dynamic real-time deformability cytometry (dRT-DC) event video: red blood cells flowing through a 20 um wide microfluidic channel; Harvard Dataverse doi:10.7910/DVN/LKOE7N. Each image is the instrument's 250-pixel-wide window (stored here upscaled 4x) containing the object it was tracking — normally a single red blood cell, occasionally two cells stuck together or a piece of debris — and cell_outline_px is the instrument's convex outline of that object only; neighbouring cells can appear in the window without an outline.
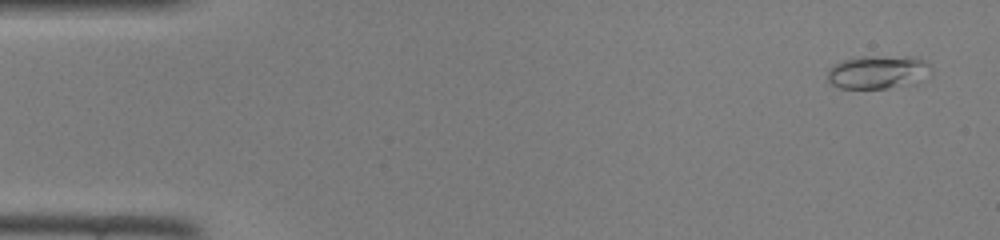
{"species": "common noctule bat (a hibernating species)", "species_latin": "Nyctalus noctula", "temperature_condition": "room temperature", "stored_images_in_passage": 46, "camera_frame_rate_fps": 3000, "um_per_image_px": 0.085, "animal": {"sex": "female", "body_mass_g": 22.0, "forearm_length_mm": 56.7}, "frame": {"image": 1, "passage_image": 2, "time_ms": 0.333, "image_size_px": [1000, 240], "cell_outline_px": [[932, 72], [916, 84], [888, 88], [840, 88], [832, 84], [828, 80], [828, 68], [844, 60], [860, 56], [916, 56], [924, 60], [928, 64]], "centroid_in_image_um": [74.67, 6.12], "position_along_channel_um": 10.3, "area_um2": 20.4}}
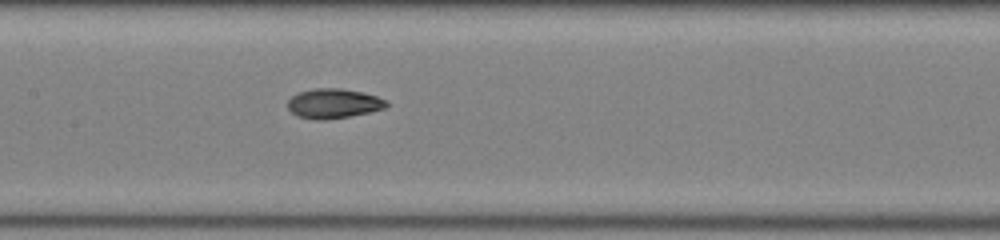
{"frame": {"image": 2, "passage_image": 22, "time_ms": 7.0, "image_size_px": [1000, 240], "cell_outline_px": [[388, 104], [384, 108], [368, 112], [348, 116], [320, 120], [316, 120], [296, 116], [288, 108], [288, 100], [292, 96], [300, 92], [316, 88], [340, 88], [360, 92], [376, 96], [388, 100]], "centroid_in_image_um": [28.33, 8.79], "position_along_channel_um": 179.1, "area_um2": 16.82}}
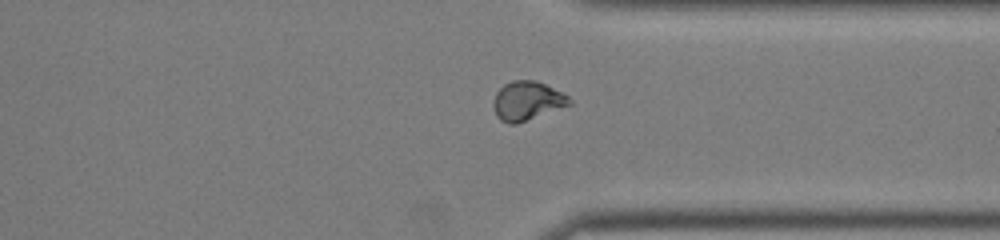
{"frame": {"image": 3, "passage_image": 35, "time_ms": 11.333, "image_size_px": [1000, 240], "cell_outline_px": [[572, 104], [516, 124], [508, 124], [500, 120], [496, 116], [492, 104], [492, 100], [496, 92], [504, 84], [512, 80], [536, 80], [568, 96], [572, 100]], "centroid_in_image_um": [44.77, 8.58], "position_along_channel_um": 366.6, "area_um2": 17.28}}